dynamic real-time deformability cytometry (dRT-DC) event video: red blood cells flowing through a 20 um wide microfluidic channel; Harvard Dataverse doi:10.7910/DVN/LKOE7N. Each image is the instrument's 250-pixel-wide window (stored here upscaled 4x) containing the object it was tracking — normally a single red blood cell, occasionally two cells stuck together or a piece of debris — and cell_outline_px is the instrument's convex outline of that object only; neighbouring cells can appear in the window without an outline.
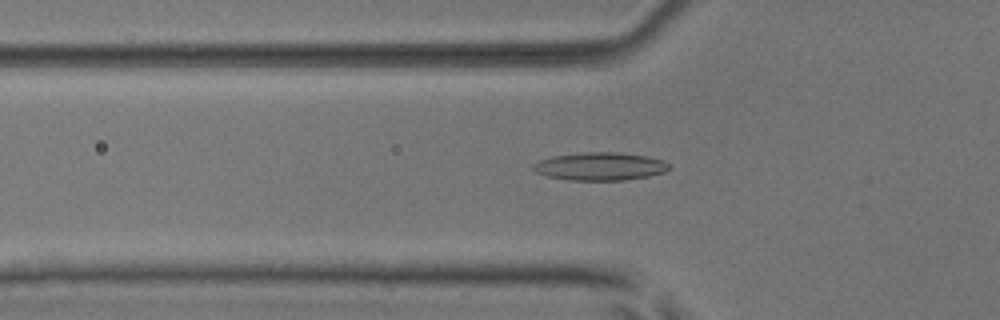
{"species": "common noctule bat (a hibernating species)", "species_latin": "Nyctalus noctula", "temperature_condition": "room temperature", "stored_images_in_passage": 48, "camera_frame_rate_fps": 3000, "um_per_image_px": 0.085, "animal": {"sex": "male", "body_mass_g": 17.9, "forearm_length_mm": 54.2}, "frame": {"image": 1, "passage_image": 14, "time_ms": 4.333, "image_size_px": [1000, 320], "cell_outline_px": [[668, 168], [664, 172], [648, 176], [624, 180], [568, 180], [548, 176], [536, 172], [532, 168], [532, 164], [540, 160], [552, 156], [584, 152], [616, 152], [644, 156], [664, 160], [668, 164]], "centroid_in_image_um": [50.97, 14.14], "position_along_channel_um": 74.8, "area_um2": 21.96}}
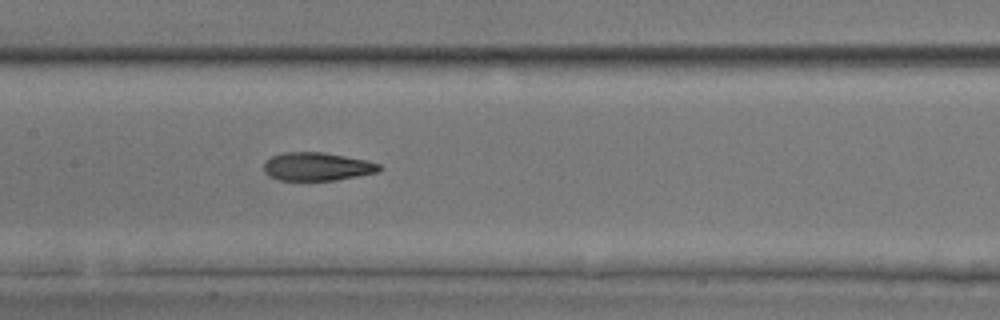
{"frame": {"image": 2, "passage_image": 22, "time_ms": 7.0, "image_size_px": [1000, 320], "cell_outline_px": [[384, 168], [376, 172], [336, 180], [280, 180], [268, 176], [264, 172], [264, 160], [280, 152], [324, 152], [368, 160], [380, 164]], "centroid_in_image_um": [26.93, 14.14], "position_along_channel_um": 180.5, "area_um2": 19.19}}
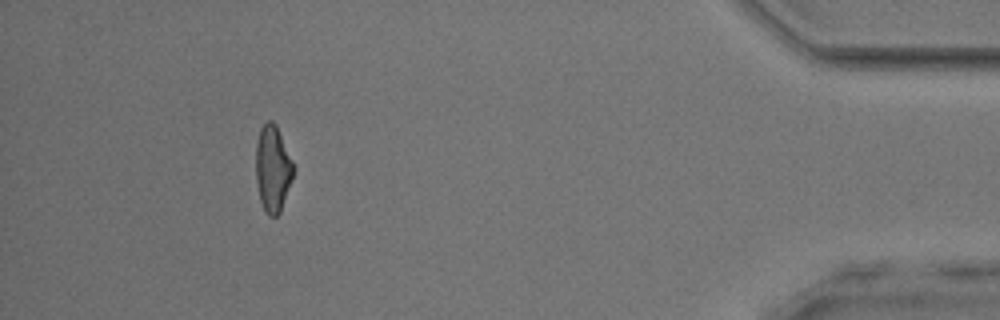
{"frame": {"image": 3, "passage_image": 44, "time_ms": 14.333, "image_size_px": [1000, 320], "cell_outline_px": [[296, 168], [280, 212], [276, 216], [268, 216], [260, 200], [256, 180], [256, 144], [260, 128], [268, 120], [272, 120], [276, 124]], "centroid_in_image_um": [23.19, 14.31], "position_along_channel_um": 412.0, "area_um2": 18.96}, "authors_computed_cell_mechanics": {"area_um2": 19.6809, "velocity_mm_per_s": 3.9481, "shape_relaxation_time_tau1_ms": 8.4459, "shape_relaxation_time_tau2_ms": 2.5008, "deformation_change_tau1": 0.2559, "deformation_change_tau2": 0.1178}}